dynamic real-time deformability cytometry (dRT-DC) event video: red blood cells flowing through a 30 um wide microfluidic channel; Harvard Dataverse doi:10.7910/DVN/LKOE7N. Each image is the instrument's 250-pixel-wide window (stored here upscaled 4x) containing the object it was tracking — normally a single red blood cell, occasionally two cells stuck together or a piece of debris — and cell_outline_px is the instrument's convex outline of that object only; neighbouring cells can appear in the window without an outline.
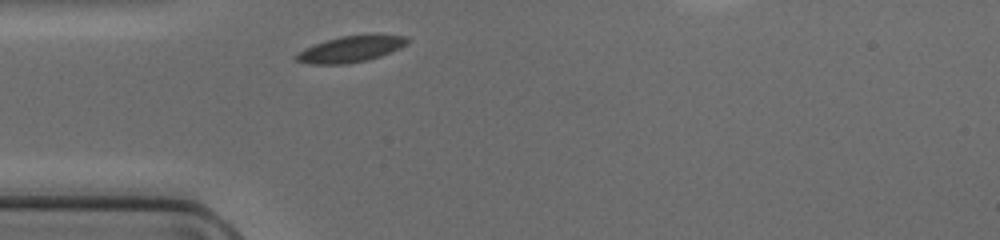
{"species": "common noctule bat (a hibernating species)", "species_latin": "Nyctalus noctula", "temperature_condition": "cold", "stored_images_in_passage": 26, "camera_frame_rate_fps": 3000, "um_per_image_px": 0.085, "animal": {"sex": "female", "body_mass_g": 17.0, "forearm_length_mm": 48.0}, "frame": {"image": 1, "passage_image": 1, "time_ms": 0.0, "image_size_px": [1000, 240], "cell_outline_px": [[408, 44], [400, 48], [380, 56], [368, 60], [344, 64], [308, 64], [296, 60], [292, 56], [304, 48], [324, 40], [340, 36], [408, 36]], "centroid_in_image_um": [29.73, 4.2], "position_along_channel_um": 55.3, "area_um2": 16.7}}
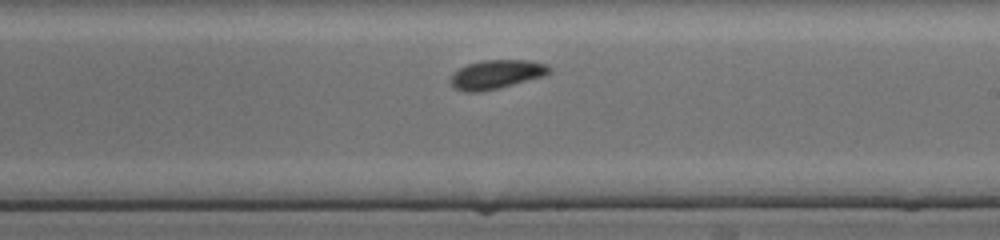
{"frame": {"image": 2, "passage_image": 15, "time_ms": 4.667, "image_size_px": [1000, 240], "cell_outline_px": [[552, 72], [544, 76], [480, 92], [464, 92], [456, 88], [448, 80], [452, 72], [468, 64], [484, 60], [528, 60], [548, 64], [552, 68]], "centroid_in_image_um": [42.2, 6.31], "position_along_channel_um": 246.8, "area_um2": 16.65}}
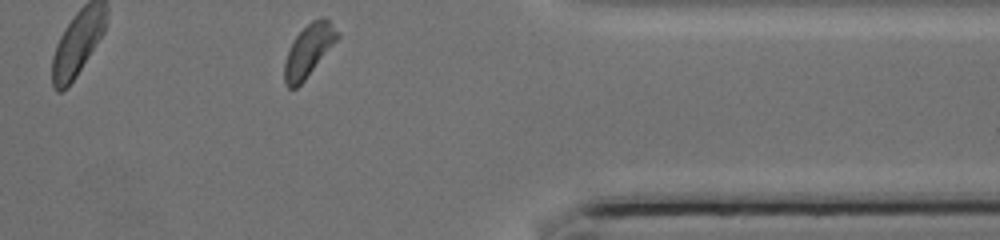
{"frame": {"image": 3, "passage_image": 26, "time_ms": 8.333, "image_size_px": [1000, 240], "cell_outline_px": [[340, 36], [304, 80], [296, 88], [288, 88], [284, 84], [284, 64], [288, 52], [296, 36], [312, 20], [320, 16], [324, 16], [340, 32]], "centroid_in_image_um": [26.24, 4.28], "position_along_channel_um": 385.2, "area_um2": 15.78}}